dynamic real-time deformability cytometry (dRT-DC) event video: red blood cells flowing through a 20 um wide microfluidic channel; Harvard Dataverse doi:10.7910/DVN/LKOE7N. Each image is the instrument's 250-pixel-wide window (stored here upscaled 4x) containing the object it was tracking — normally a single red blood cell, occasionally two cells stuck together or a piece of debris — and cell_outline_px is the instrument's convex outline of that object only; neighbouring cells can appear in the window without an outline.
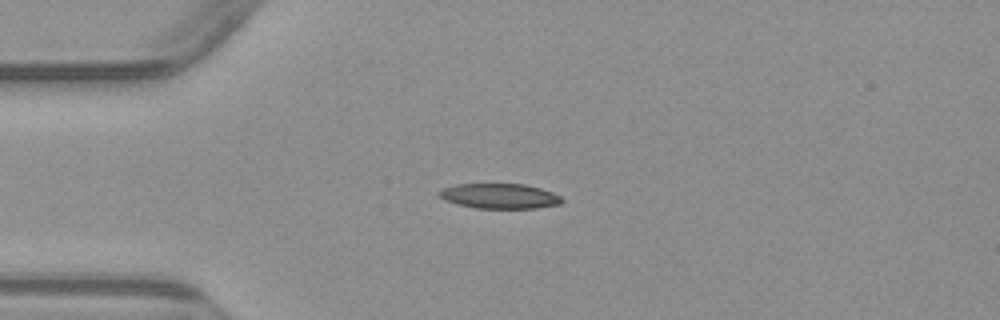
{"species": "common noctule bat (a hibernating species)", "species_latin": "Nyctalus noctula", "temperature_condition": "warm", "stored_images_in_passage": 3, "camera_frame_rate_fps": 3000, "um_per_image_px": 0.085, "animal": {"sex": "male", "body_mass_g": 23.1, "forearm_length_mm": 52.7}, "frame": {"image": 1, "passage_image": 1, "time_ms": 0.0, "image_size_px": [1000, 320], "cell_outline_px": [[564, 200], [560, 204], [536, 208], [476, 208], [444, 200], [436, 192], [444, 188], [456, 184], [524, 184], [540, 188], [552, 192], [560, 196]], "centroid_in_image_um": [42.48, 16.66], "position_along_channel_um": 42.5, "area_um2": 17.8}}
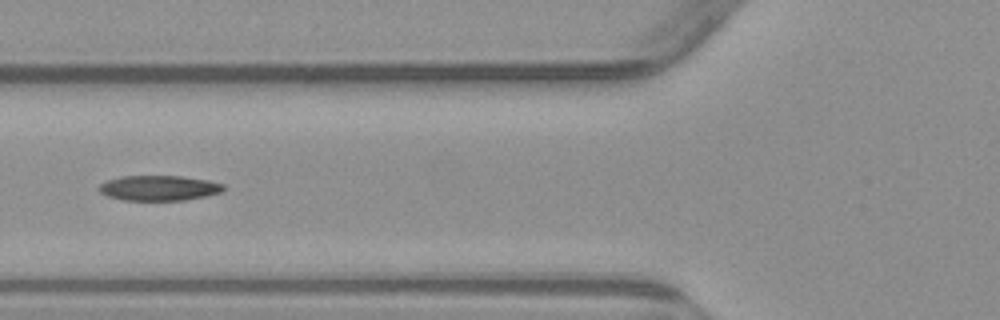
{"frame": {"image": 2, "passage_image": 3, "time_ms": 2.333, "image_size_px": [1000, 320], "cell_outline_px": [[224, 188], [220, 192], [204, 196], [184, 200], [124, 200], [108, 196], [100, 192], [100, 184], [108, 180], [120, 176], [180, 176], [208, 180], [224, 184]], "centroid_in_image_um": [13.51, 15.97], "position_along_channel_um": 112.3, "area_um2": 18.03}}